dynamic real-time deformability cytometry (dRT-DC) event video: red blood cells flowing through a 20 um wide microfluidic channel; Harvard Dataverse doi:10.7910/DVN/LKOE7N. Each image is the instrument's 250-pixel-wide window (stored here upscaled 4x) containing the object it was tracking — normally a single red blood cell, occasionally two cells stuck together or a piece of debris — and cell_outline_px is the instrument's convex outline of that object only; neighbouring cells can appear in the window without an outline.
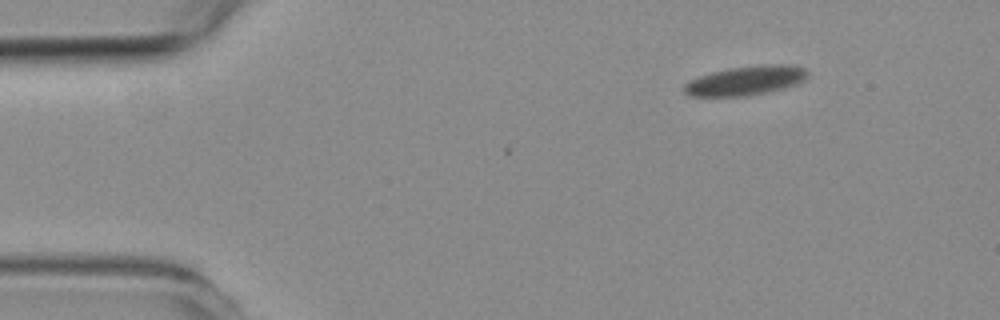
{"species": "common noctule bat (a hibernating species)", "species_latin": "Nyctalus noctula", "temperature_condition": "room temperature", "stored_images_in_passage": 3, "camera_frame_rate_fps": 3000, "um_per_image_px": 0.085, "animal": {"sex": "female", "body_mass_g": 19.3, "forearm_length_mm": 54.1}, "frame": {"image": 1, "passage_image": 1, "time_ms": 0.0, "image_size_px": [1000, 320], "cell_outline_px": [[808, 76], [804, 80], [796, 84], [784, 88], [768, 92], [748, 96], [688, 96], [684, 92], [684, 84], [688, 80], [712, 72], [728, 68], [764, 64], [792, 64], [804, 68], [808, 72]], "centroid_in_image_um": [63.39, 6.84], "position_along_channel_um": 21.6, "area_um2": 21.27}}